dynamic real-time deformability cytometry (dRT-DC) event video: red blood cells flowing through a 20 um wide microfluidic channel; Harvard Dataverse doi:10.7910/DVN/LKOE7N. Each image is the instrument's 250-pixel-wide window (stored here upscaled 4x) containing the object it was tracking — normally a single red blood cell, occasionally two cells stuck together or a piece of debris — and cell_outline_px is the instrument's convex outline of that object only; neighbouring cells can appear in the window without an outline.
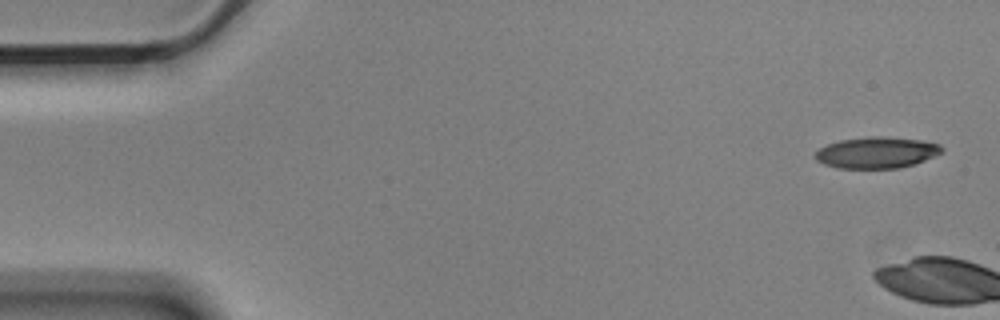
{"species": "Egyptian fruit bat (a non-hibernating species)", "species_latin": "Rousettus aegyptiacus", "temperature_condition": "cold", "stored_images_in_passage": 3, "segment_of_instrument_passage": [2, 2], "camera_frame_rate_fps": 3000, "um_per_image_px": 0.085, "animal": {"sex": "male"}, "frame": {"image": 1, "passage_image": 3, "time_ms": 0.667, "image_size_px": [1000, 320], "cell_outline_px": [[944, 152], [916, 164], [900, 168], [836, 168], [824, 164], [816, 160], [816, 152], [820, 148], [828, 144], [840, 140], [872, 136], [880, 136], [920, 140], [940, 144], [944, 148]], "centroid_in_image_um": [74.56, 12.97], "position_along_channel_um": 10.4, "area_um2": 23.12}}